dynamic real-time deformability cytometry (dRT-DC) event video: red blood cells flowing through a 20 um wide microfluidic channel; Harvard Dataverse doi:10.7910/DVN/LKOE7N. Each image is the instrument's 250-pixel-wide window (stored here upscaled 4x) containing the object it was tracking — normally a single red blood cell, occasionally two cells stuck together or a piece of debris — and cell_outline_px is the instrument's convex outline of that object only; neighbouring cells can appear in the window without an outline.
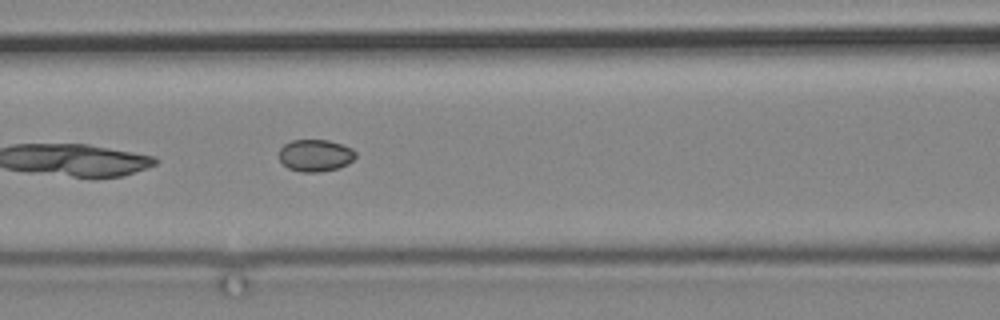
{"species": "common noctule bat (a hibernating species)", "species_latin": "Nyctalus noctula", "temperature_condition": "cold", "stored_images_in_passage": 4, "camera_frame_rate_fps": 3000, "um_per_image_px": 0.085, "animal": {"sex": "male", "body_mass_g": 19.2, "forearm_length_mm": 51.8}, "frame": {"image": 1, "passage_image": 4, "time_ms": 3.333, "image_size_px": [1000, 320], "cell_outline_px": [[356, 156], [348, 164], [340, 168], [320, 172], [300, 172], [288, 168], [280, 160], [280, 148], [284, 144], [292, 140], [328, 140], [352, 148], [356, 152]], "centroid_in_image_um": [26.82, 13.22], "position_along_channel_um": 139.8, "area_um2": 14.33}}